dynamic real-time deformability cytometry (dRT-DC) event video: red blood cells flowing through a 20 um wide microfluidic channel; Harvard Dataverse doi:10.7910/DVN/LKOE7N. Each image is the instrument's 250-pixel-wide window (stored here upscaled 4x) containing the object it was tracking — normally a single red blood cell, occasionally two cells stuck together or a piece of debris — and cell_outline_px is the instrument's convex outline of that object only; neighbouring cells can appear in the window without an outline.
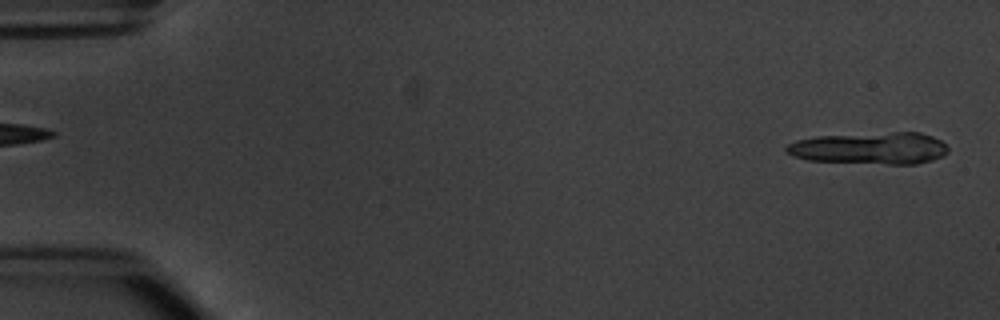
{"species": "common noctule bat (a hibernating species)", "species_latin": "Nyctalus noctula", "temperature_condition": "warm", "stored_images_in_passage": 3, "segment_of_instrument_passage": [2, 2], "camera_frame_rate_fps": 3000, "um_per_image_px": 0.085, "animal": {"sex": "male", "body_mass_g": 20.1, "forearm_length_mm": 53.5}, "frame": {"image": 1, "passage_image": 3, "time_ms": 2.333, "image_size_px": [1000, 320], "cell_outline_px": [[948, 152], [944, 156], [932, 160], [916, 164], [888, 164], [808, 160], [792, 156], [784, 152], [784, 148], [788, 144], [796, 140], [816, 136], [892, 132], [920, 132], [932, 136], [940, 140], [948, 148]], "centroid_in_image_um": [73.94, 12.6], "position_along_channel_um": 11.1, "area_um2": 30.29}}